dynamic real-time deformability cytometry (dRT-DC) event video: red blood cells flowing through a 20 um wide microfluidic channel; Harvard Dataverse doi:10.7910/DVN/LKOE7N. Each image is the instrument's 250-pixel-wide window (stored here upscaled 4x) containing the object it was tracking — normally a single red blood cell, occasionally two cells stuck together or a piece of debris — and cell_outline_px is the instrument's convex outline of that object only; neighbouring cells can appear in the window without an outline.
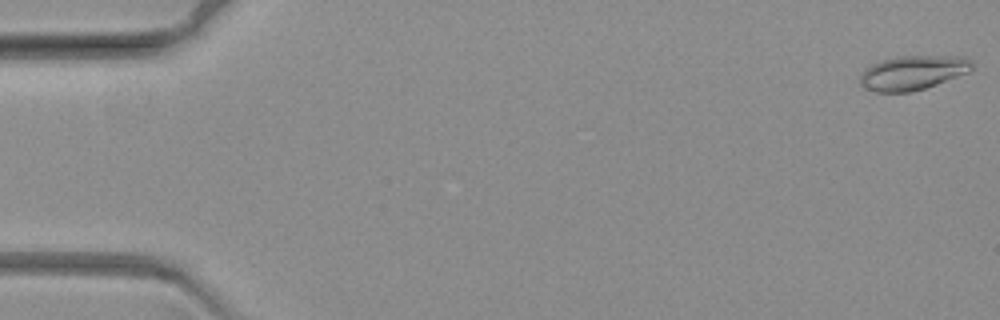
{"species": "common noctule bat (a hibernating species)", "species_latin": "Nyctalus noctula", "temperature_condition": "warm", "stored_images_in_passage": 68, "camera_frame_rate_fps": 3000, "um_per_image_px": 0.085, "animal": {"sex": "female", "body_mass_g": 19.3, "forearm_length_mm": 54.1}, "frame": {"image": 1, "passage_image": 1, "time_ms": 0.0, "image_size_px": [1000, 320], "cell_outline_px": [[972, 68], [968, 72], [936, 84], [912, 92], [876, 92], [860, 84], [860, 76], [864, 68], [872, 64], [896, 56], [964, 56], [972, 60]], "centroid_in_image_um": [77.59, 6.17], "position_along_channel_um": 7.4, "area_um2": 22.25}}
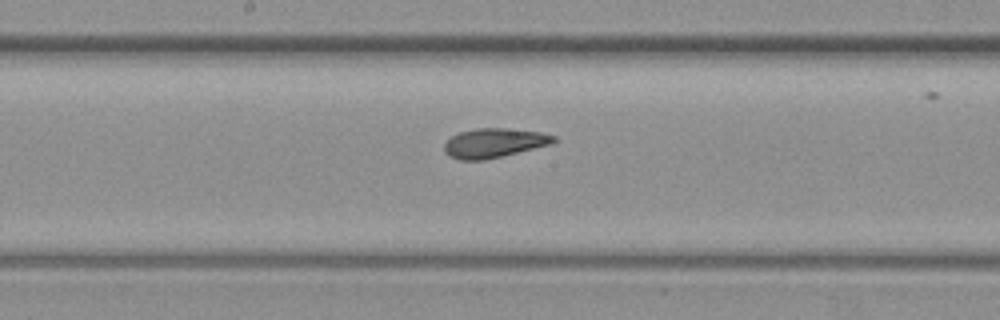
{"frame": {"image": 2, "passage_image": 36, "time_ms": 11.667, "image_size_px": [1000, 320], "cell_outline_px": [[556, 140], [552, 144], [484, 160], [460, 160], [448, 156], [444, 152], [444, 144], [452, 136], [460, 132], [476, 128], [504, 128], [540, 132], [556, 136]], "centroid_in_image_um": [41.98, 12.15], "position_along_channel_um": 206.2, "area_um2": 18.61}}
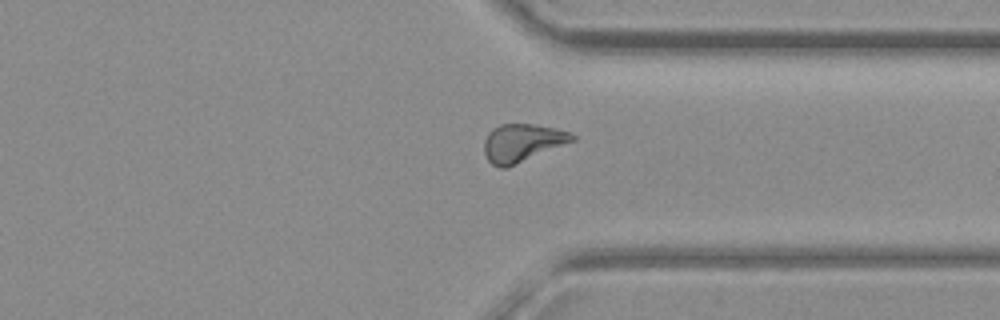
{"frame": {"image": 3, "passage_image": 52, "time_ms": 17.0, "image_size_px": [1000, 320], "cell_outline_px": [[576, 140], [504, 168], [500, 168], [492, 164], [488, 160], [484, 152], [484, 140], [488, 132], [492, 128], [500, 124], [536, 124], [556, 128], [572, 132], [576, 136]], "centroid_in_image_um": [44.39, 12.11], "position_along_channel_um": 367.0, "area_um2": 19.42}}